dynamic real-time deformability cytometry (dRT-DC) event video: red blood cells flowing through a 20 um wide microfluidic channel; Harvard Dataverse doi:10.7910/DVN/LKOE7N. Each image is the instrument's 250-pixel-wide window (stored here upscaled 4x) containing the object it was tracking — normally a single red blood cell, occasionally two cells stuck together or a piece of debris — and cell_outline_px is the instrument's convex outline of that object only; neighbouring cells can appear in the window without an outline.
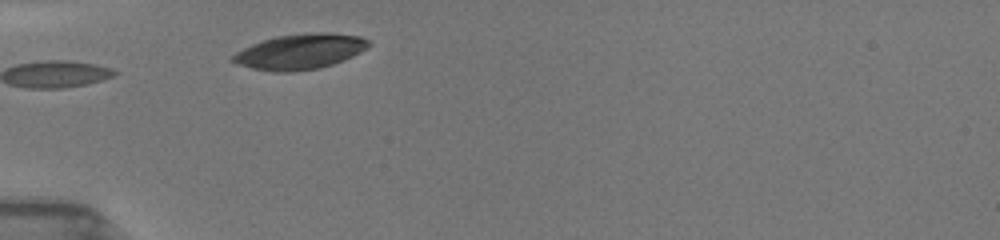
{"species": "common noctule bat (a hibernating species)", "species_latin": "Nyctalus noctula", "temperature_condition": "room temperature", "stored_images_in_passage": 13, "camera_frame_rate_fps": 3000, "um_per_image_px": 0.085, "animal": {"sex": "female", "body_mass_g": 19.5, "forearm_length_mm": 54.1}, "frame": {"image": 1, "passage_image": 1, "time_ms": 0.0, "image_size_px": [1000, 240], "cell_outline_px": [[372, 44], [368, 48], [344, 60], [320, 68], [292, 72], [276, 72], [252, 68], [236, 64], [228, 60], [236, 52], [252, 44], [276, 36], [308, 32], [328, 32], [360, 36], [368, 40]], "centroid_in_image_um": [25.51, 4.38], "position_along_channel_um": 59.5, "area_um2": 28.15}}
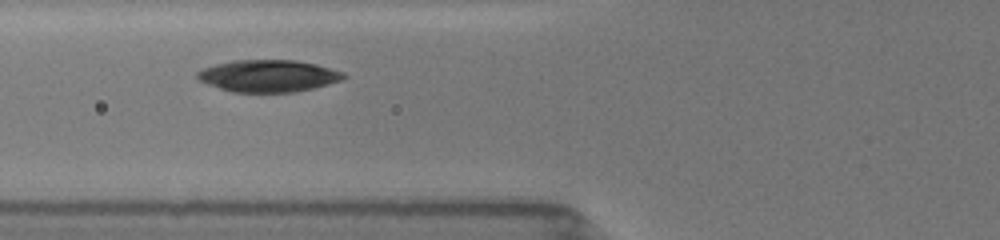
{"frame": {"image": 2, "passage_image": 3, "time_ms": 1.333, "image_size_px": [1000, 240], "cell_outline_px": [[348, 76], [340, 80], [328, 84], [312, 88], [292, 92], [232, 92], [208, 84], [200, 80], [196, 76], [196, 72], [204, 68], [216, 64], [232, 60], [296, 60], [316, 64], [344, 72]], "centroid_in_image_um": [22.81, 6.44], "position_along_channel_um": 103.0, "area_um2": 27.17}}
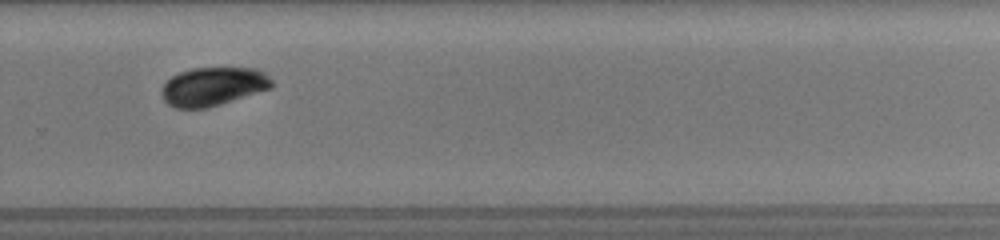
{"frame": {"image": 3, "passage_image": 10, "time_ms": 6.667, "image_size_px": [1000, 240], "cell_outline_px": [[272, 88], [208, 108], [176, 108], [168, 104], [164, 100], [164, 84], [172, 76], [180, 72], [192, 68], [256, 68], [264, 72], [272, 80]], "centroid_in_image_um": [18.15, 7.35], "position_along_channel_um": 311.6, "area_um2": 24.51}}